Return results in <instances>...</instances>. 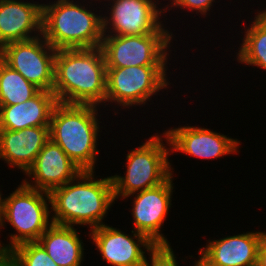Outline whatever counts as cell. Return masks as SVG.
<instances>
[{
  "mask_svg": "<svg viewBox=\"0 0 266 266\" xmlns=\"http://www.w3.org/2000/svg\"><path fill=\"white\" fill-rule=\"evenodd\" d=\"M107 67L101 47L59 49L53 93L66 104H105Z\"/></svg>",
  "mask_w": 266,
  "mask_h": 266,
  "instance_id": "obj_1",
  "label": "cell"
},
{
  "mask_svg": "<svg viewBox=\"0 0 266 266\" xmlns=\"http://www.w3.org/2000/svg\"><path fill=\"white\" fill-rule=\"evenodd\" d=\"M95 171H81L76 178L49 192L52 223L67 226H90L105 222L115 203L111 176L95 179ZM76 181V182H75Z\"/></svg>",
  "mask_w": 266,
  "mask_h": 266,
  "instance_id": "obj_2",
  "label": "cell"
},
{
  "mask_svg": "<svg viewBox=\"0 0 266 266\" xmlns=\"http://www.w3.org/2000/svg\"><path fill=\"white\" fill-rule=\"evenodd\" d=\"M97 107L58 102L51 115L50 140L59 145L82 171L95 170L100 152L97 147L100 136Z\"/></svg>",
  "mask_w": 266,
  "mask_h": 266,
  "instance_id": "obj_3",
  "label": "cell"
},
{
  "mask_svg": "<svg viewBox=\"0 0 266 266\" xmlns=\"http://www.w3.org/2000/svg\"><path fill=\"white\" fill-rule=\"evenodd\" d=\"M79 3L55 0L42 4V36L56 50L101 47L103 14Z\"/></svg>",
  "mask_w": 266,
  "mask_h": 266,
  "instance_id": "obj_4",
  "label": "cell"
},
{
  "mask_svg": "<svg viewBox=\"0 0 266 266\" xmlns=\"http://www.w3.org/2000/svg\"><path fill=\"white\" fill-rule=\"evenodd\" d=\"M49 192L32 189L21 183L0 204V228L11 225L16 233L9 236V244H1L0 251L5 256L14 247L37 242L52 224ZM1 232V231H0Z\"/></svg>",
  "mask_w": 266,
  "mask_h": 266,
  "instance_id": "obj_5",
  "label": "cell"
},
{
  "mask_svg": "<svg viewBox=\"0 0 266 266\" xmlns=\"http://www.w3.org/2000/svg\"><path fill=\"white\" fill-rule=\"evenodd\" d=\"M161 135H152L145 143L128 152L125 176H111L115 200L157 187L173 174L169 161L170 145L165 146L162 140L165 132Z\"/></svg>",
  "mask_w": 266,
  "mask_h": 266,
  "instance_id": "obj_6",
  "label": "cell"
},
{
  "mask_svg": "<svg viewBox=\"0 0 266 266\" xmlns=\"http://www.w3.org/2000/svg\"><path fill=\"white\" fill-rule=\"evenodd\" d=\"M168 66H131L107 68L105 102L126 108L145 106L153 95L171 83Z\"/></svg>",
  "mask_w": 266,
  "mask_h": 266,
  "instance_id": "obj_7",
  "label": "cell"
},
{
  "mask_svg": "<svg viewBox=\"0 0 266 266\" xmlns=\"http://www.w3.org/2000/svg\"><path fill=\"white\" fill-rule=\"evenodd\" d=\"M173 34L104 35L101 48L107 68L167 66ZM168 52V53H167Z\"/></svg>",
  "mask_w": 266,
  "mask_h": 266,
  "instance_id": "obj_8",
  "label": "cell"
},
{
  "mask_svg": "<svg viewBox=\"0 0 266 266\" xmlns=\"http://www.w3.org/2000/svg\"><path fill=\"white\" fill-rule=\"evenodd\" d=\"M56 51L41 35L5 44L0 58L40 90L52 92Z\"/></svg>",
  "mask_w": 266,
  "mask_h": 266,
  "instance_id": "obj_9",
  "label": "cell"
},
{
  "mask_svg": "<svg viewBox=\"0 0 266 266\" xmlns=\"http://www.w3.org/2000/svg\"><path fill=\"white\" fill-rule=\"evenodd\" d=\"M158 2L159 0H111L108 4L109 17H102L104 35L173 34L164 28L163 21L160 20L163 17L161 14L168 10L159 8Z\"/></svg>",
  "mask_w": 266,
  "mask_h": 266,
  "instance_id": "obj_10",
  "label": "cell"
},
{
  "mask_svg": "<svg viewBox=\"0 0 266 266\" xmlns=\"http://www.w3.org/2000/svg\"><path fill=\"white\" fill-rule=\"evenodd\" d=\"M131 234L103 224L91 229L88 235L96 245L103 261L110 266H143L145 254H148L156 244L142 233L132 230Z\"/></svg>",
  "mask_w": 266,
  "mask_h": 266,
  "instance_id": "obj_11",
  "label": "cell"
},
{
  "mask_svg": "<svg viewBox=\"0 0 266 266\" xmlns=\"http://www.w3.org/2000/svg\"><path fill=\"white\" fill-rule=\"evenodd\" d=\"M173 174L161 185L131 194L133 199L134 231L146 235L154 244H169L161 233L169 209L172 206Z\"/></svg>",
  "mask_w": 266,
  "mask_h": 266,
  "instance_id": "obj_12",
  "label": "cell"
},
{
  "mask_svg": "<svg viewBox=\"0 0 266 266\" xmlns=\"http://www.w3.org/2000/svg\"><path fill=\"white\" fill-rule=\"evenodd\" d=\"M166 145L170 152H181L205 160L239 153L240 140L227 137L213 130L196 126H178L165 130Z\"/></svg>",
  "mask_w": 266,
  "mask_h": 266,
  "instance_id": "obj_13",
  "label": "cell"
},
{
  "mask_svg": "<svg viewBox=\"0 0 266 266\" xmlns=\"http://www.w3.org/2000/svg\"><path fill=\"white\" fill-rule=\"evenodd\" d=\"M81 171L59 145L49 140L25 173L30 180L25 178L22 183L32 189L50 192L76 178Z\"/></svg>",
  "mask_w": 266,
  "mask_h": 266,
  "instance_id": "obj_14",
  "label": "cell"
},
{
  "mask_svg": "<svg viewBox=\"0 0 266 266\" xmlns=\"http://www.w3.org/2000/svg\"><path fill=\"white\" fill-rule=\"evenodd\" d=\"M41 35L42 3L0 0V49L5 44L27 41Z\"/></svg>",
  "mask_w": 266,
  "mask_h": 266,
  "instance_id": "obj_15",
  "label": "cell"
},
{
  "mask_svg": "<svg viewBox=\"0 0 266 266\" xmlns=\"http://www.w3.org/2000/svg\"><path fill=\"white\" fill-rule=\"evenodd\" d=\"M49 140V126L17 131L0 129V160L25 174Z\"/></svg>",
  "mask_w": 266,
  "mask_h": 266,
  "instance_id": "obj_16",
  "label": "cell"
},
{
  "mask_svg": "<svg viewBox=\"0 0 266 266\" xmlns=\"http://www.w3.org/2000/svg\"><path fill=\"white\" fill-rule=\"evenodd\" d=\"M260 231L208 240L199 252L216 266H257Z\"/></svg>",
  "mask_w": 266,
  "mask_h": 266,
  "instance_id": "obj_17",
  "label": "cell"
},
{
  "mask_svg": "<svg viewBox=\"0 0 266 266\" xmlns=\"http://www.w3.org/2000/svg\"><path fill=\"white\" fill-rule=\"evenodd\" d=\"M57 103L53 92L40 90L26 102L0 106V129L17 131L35 126H49Z\"/></svg>",
  "mask_w": 266,
  "mask_h": 266,
  "instance_id": "obj_18",
  "label": "cell"
},
{
  "mask_svg": "<svg viewBox=\"0 0 266 266\" xmlns=\"http://www.w3.org/2000/svg\"><path fill=\"white\" fill-rule=\"evenodd\" d=\"M74 226L52 223L38 239V243L58 266H82L84 243Z\"/></svg>",
  "mask_w": 266,
  "mask_h": 266,
  "instance_id": "obj_19",
  "label": "cell"
},
{
  "mask_svg": "<svg viewBox=\"0 0 266 266\" xmlns=\"http://www.w3.org/2000/svg\"><path fill=\"white\" fill-rule=\"evenodd\" d=\"M250 27L245 29L239 52L238 63L266 69V10L256 13Z\"/></svg>",
  "mask_w": 266,
  "mask_h": 266,
  "instance_id": "obj_20",
  "label": "cell"
},
{
  "mask_svg": "<svg viewBox=\"0 0 266 266\" xmlns=\"http://www.w3.org/2000/svg\"><path fill=\"white\" fill-rule=\"evenodd\" d=\"M40 89L0 58V106L26 102Z\"/></svg>",
  "mask_w": 266,
  "mask_h": 266,
  "instance_id": "obj_21",
  "label": "cell"
},
{
  "mask_svg": "<svg viewBox=\"0 0 266 266\" xmlns=\"http://www.w3.org/2000/svg\"><path fill=\"white\" fill-rule=\"evenodd\" d=\"M4 259L11 266H58L38 242L18 245Z\"/></svg>",
  "mask_w": 266,
  "mask_h": 266,
  "instance_id": "obj_22",
  "label": "cell"
},
{
  "mask_svg": "<svg viewBox=\"0 0 266 266\" xmlns=\"http://www.w3.org/2000/svg\"><path fill=\"white\" fill-rule=\"evenodd\" d=\"M171 244H157L150 251L143 266H179ZM176 258V259H175ZM151 263V264H150Z\"/></svg>",
  "mask_w": 266,
  "mask_h": 266,
  "instance_id": "obj_23",
  "label": "cell"
},
{
  "mask_svg": "<svg viewBox=\"0 0 266 266\" xmlns=\"http://www.w3.org/2000/svg\"><path fill=\"white\" fill-rule=\"evenodd\" d=\"M171 4L165 5V8L170 10L172 7L181 8V9H188L189 11H194L200 13L201 15H208V11H210L211 7L214 5L213 3L216 2L215 0H170ZM207 13V14H206Z\"/></svg>",
  "mask_w": 266,
  "mask_h": 266,
  "instance_id": "obj_24",
  "label": "cell"
},
{
  "mask_svg": "<svg viewBox=\"0 0 266 266\" xmlns=\"http://www.w3.org/2000/svg\"><path fill=\"white\" fill-rule=\"evenodd\" d=\"M257 266H266V232L262 233V238L258 250Z\"/></svg>",
  "mask_w": 266,
  "mask_h": 266,
  "instance_id": "obj_25",
  "label": "cell"
},
{
  "mask_svg": "<svg viewBox=\"0 0 266 266\" xmlns=\"http://www.w3.org/2000/svg\"><path fill=\"white\" fill-rule=\"evenodd\" d=\"M197 254H199V258L198 260L194 262V265L192 266H216L214 264H212L207 258H205L200 252H198Z\"/></svg>",
  "mask_w": 266,
  "mask_h": 266,
  "instance_id": "obj_26",
  "label": "cell"
},
{
  "mask_svg": "<svg viewBox=\"0 0 266 266\" xmlns=\"http://www.w3.org/2000/svg\"><path fill=\"white\" fill-rule=\"evenodd\" d=\"M0 266H11L5 259L0 262Z\"/></svg>",
  "mask_w": 266,
  "mask_h": 266,
  "instance_id": "obj_27",
  "label": "cell"
},
{
  "mask_svg": "<svg viewBox=\"0 0 266 266\" xmlns=\"http://www.w3.org/2000/svg\"><path fill=\"white\" fill-rule=\"evenodd\" d=\"M4 259V255L0 251V262Z\"/></svg>",
  "mask_w": 266,
  "mask_h": 266,
  "instance_id": "obj_28",
  "label": "cell"
},
{
  "mask_svg": "<svg viewBox=\"0 0 266 266\" xmlns=\"http://www.w3.org/2000/svg\"><path fill=\"white\" fill-rule=\"evenodd\" d=\"M2 193L0 192V204H1V200H2Z\"/></svg>",
  "mask_w": 266,
  "mask_h": 266,
  "instance_id": "obj_29",
  "label": "cell"
}]
</instances>
